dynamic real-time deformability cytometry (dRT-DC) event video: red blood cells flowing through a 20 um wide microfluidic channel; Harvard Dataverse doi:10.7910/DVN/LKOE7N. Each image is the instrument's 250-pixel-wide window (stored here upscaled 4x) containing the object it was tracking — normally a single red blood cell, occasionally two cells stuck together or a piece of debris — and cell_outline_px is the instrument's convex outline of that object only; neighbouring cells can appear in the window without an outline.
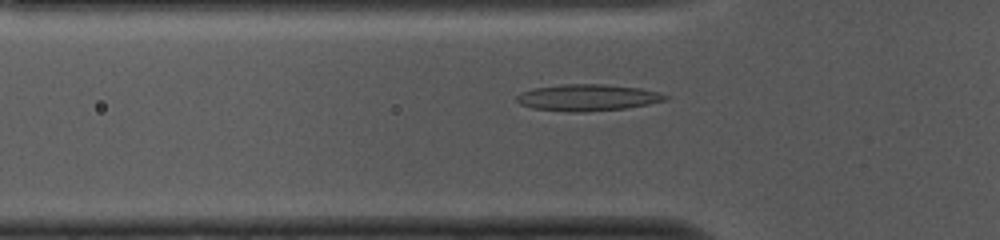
{"species": "common noctule bat (a hibernating species)", "species_latin": "Nyctalus noctula", "temperature_condition": "cold", "stored_images_in_passage": 51, "camera_frame_rate_fps": 3000, "um_per_image_px": 0.085, "animal": {"sex": "female", "body_mass_g": 10.0, "forearm_length_mm": 53.1}, "frame": {"image": 1, "passage_image": 15, "time_ms": 4.667, "image_size_px": [1000, 240], "cell_outline_px": [[672, 96], [668, 100], [628, 108], [584, 112], [568, 112], [532, 108], [520, 104], [516, 100], [516, 96], [520, 92], [532, 88], [564, 84], [604, 84], [640, 88]], "centroid_in_image_um": [49.95, 8.3], "position_along_channel_um": 75.9, "area_um2": 23.24}}
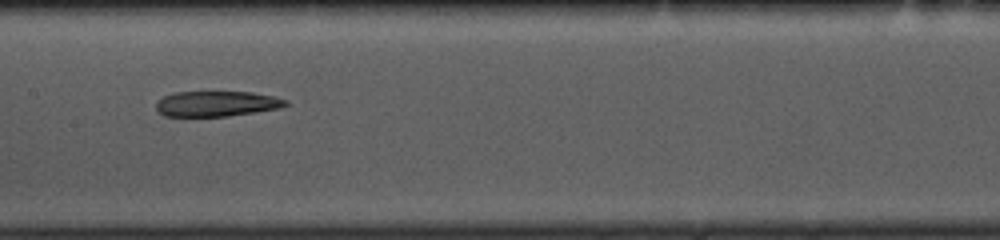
{"frame": {"image": 2, "passage_image": 24, "time_ms": 7.667, "image_size_px": [1000, 240], "cell_outline_px": [[288, 104], [280, 108], [228, 116], [164, 116], [156, 108], [156, 104], [164, 96], [176, 92], [252, 92], [276, 96], [288, 100]], "centroid_in_image_um": [18.46, 8.81], "position_along_channel_um": 188.9, "area_um2": 19.07}}
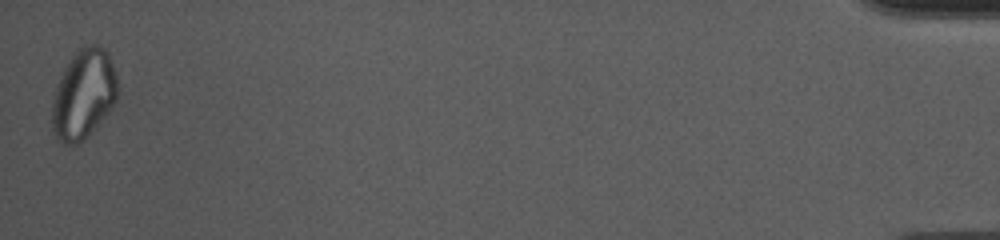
{"frame": {"image": 3, "passage_image": 51, "time_ms": 16.667, "image_size_px": [1000, 240], "cell_outline_px": [[120, 88], [116, 100], [108, 112], [76, 144], [64, 148], [56, 140], [52, 128], [52, 100], [60, 76], [72, 56], [80, 48], [88, 44], [96, 44], [104, 48], [108, 52], [116, 72]], "centroid_in_image_um": [7.1, 8.0], "position_along_channel_um": 428.1, "area_um2": 34.28}}